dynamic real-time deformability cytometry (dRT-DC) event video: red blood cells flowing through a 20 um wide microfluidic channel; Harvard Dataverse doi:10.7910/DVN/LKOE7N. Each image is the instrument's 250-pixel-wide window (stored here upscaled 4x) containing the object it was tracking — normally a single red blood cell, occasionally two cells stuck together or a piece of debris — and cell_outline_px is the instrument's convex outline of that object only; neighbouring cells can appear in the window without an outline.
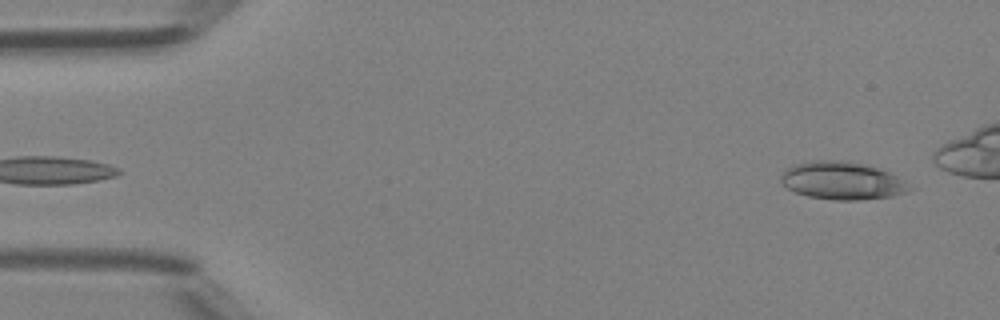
{"species": "Egyptian fruit bat (a non-hibernating species)", "species_latin": "Rousettus aegyptiacus", "temperature_condition": "room temperature", "stored_images_in_passage": 42, "camera_frame_rate_fps": 3000, "um_per_image_px": 0.085, "animal": {"sex": "female"}, "frame": {"image": 1, "passage_image": 2, "time_ms": 0.333, "image_size_px": [1000, 320], "cell_outline_px": [[916, 188], [908, 192], [892, 196], [860, 200], [832, 200], [808, 196], [796, 192], [788, 188], [780, 180], [780, 176], [788, 168], [796, 164], [812, 160], [828, 160], [864, 164], [880, 168], [896, 176]], "centroid_in_image_um": [71.63, 15.37], "position_along_channel_um": 13.4, "area_um2": 28.15}}
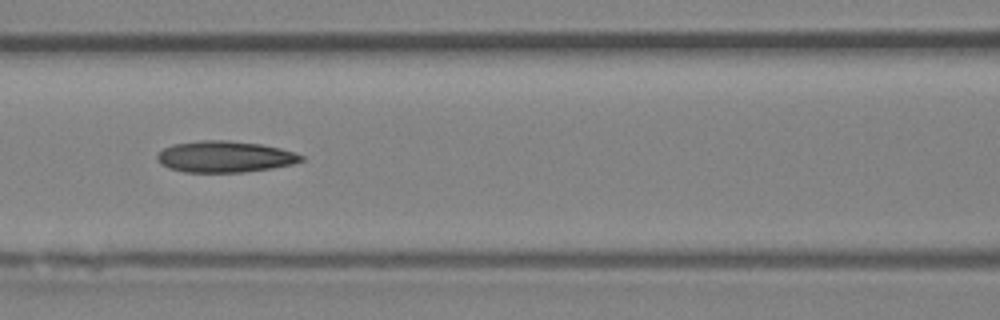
{"frame": {"image": 2, "passage_image": 20, "time_ms": 6.333, "image_size_px": [1000, 320], "cell_outline_px": [[304, 160], [292, 164], [272, 168], [244, 172], [184, 172], [168, 168], [160, 164], [156, 160], [156, 156], [164, 148], [172, 144], [200, 140], [228, 140], [260, 144], [280, 148], [296, 152], [304, 156]], "centroid_in_image_um": [19.1, 13.32], "position_along_channel_um": 147.5, "area_um2": 26.47}}
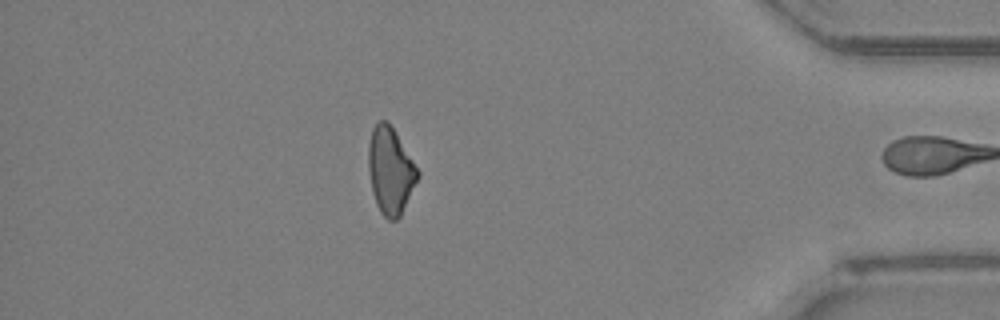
{"frame": {"image": 3, "passage_image": 41, "time_ms": 13.333, "image_size_px": [1000, 320], "cell_outline_px": [[420, 176], [400, 216], [396, 220], [388, 220], [380, 212], [376, 204], [372, 192], [368, 172], [368, 144], [372, 128], [380, 120], [388, 120], [420, 172]], "centroid_in_image_um": [33.17, 14.51], "position_along_channel_um": 402.0, "area_um2": 25.03}}